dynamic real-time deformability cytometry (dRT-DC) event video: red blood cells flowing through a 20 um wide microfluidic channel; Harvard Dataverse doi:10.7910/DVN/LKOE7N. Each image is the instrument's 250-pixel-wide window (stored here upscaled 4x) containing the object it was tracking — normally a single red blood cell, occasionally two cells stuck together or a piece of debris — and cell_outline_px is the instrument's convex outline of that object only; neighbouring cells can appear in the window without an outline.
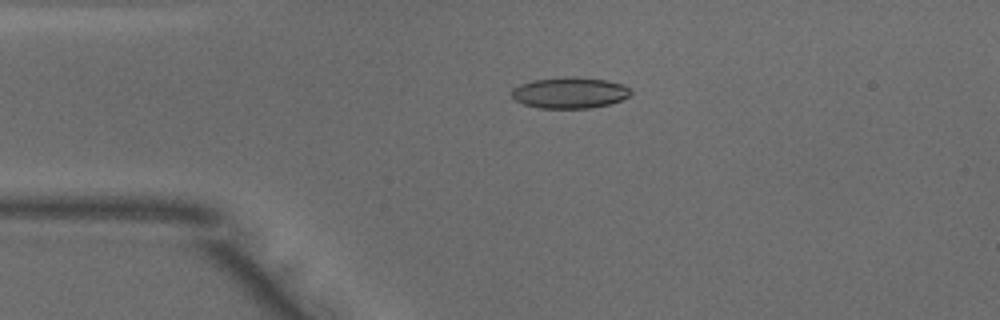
{"species": "common noctule bat (a hibernating species)", "species_latin": "Nyctalus noctula", "temperature_condition": "warm", "stored_images_in_passage": 49, "camera_frame_rate_fps": 3000, "um_per_image_px": 0.085, "animal": {"sex": "male", "body_mass_g": 18.8}, "frame": {"image": 1, "passage_image": 10, "time_ms": 3.0, "image_size_px": [1000, 320], "cell_outline_px": [[632, 92], [628, 96], [620, 100], [608, 104], [592, 108], [540, 108], [524, 104], [516, 100], [512, 96], [512, 88], [520, 84], [532, 80], [564, 76], [576, 76], [608, 80], [624, 84]], "centroid_in_image_um": [48.43, 7.86], "position_along_channel_um": 36.6, "area_um2": 21.73}}
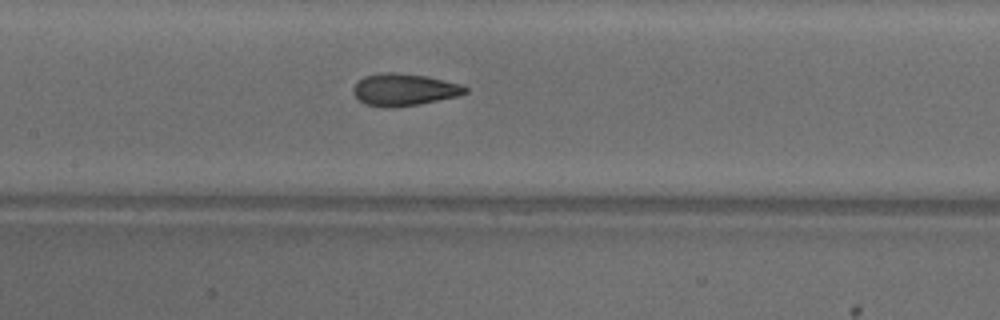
{"frame": {"image": 2, "passage_image": 22, "time_ms": 7.0, "image_size_px": [1000, 320], "cell_outline_px": [[468, 92], [460, 96], [420, 104], [392, 108], [384, 108], [364, 104], [352, 92], [352, 88], [364, 76], [380, 72], [392, 72], [424, 76], [464, 84], [468, 88]], "centroid_in_image_um": [34.37, 7.63], "position_along_channel_um": 173.0, "area_um2": 21.21}}
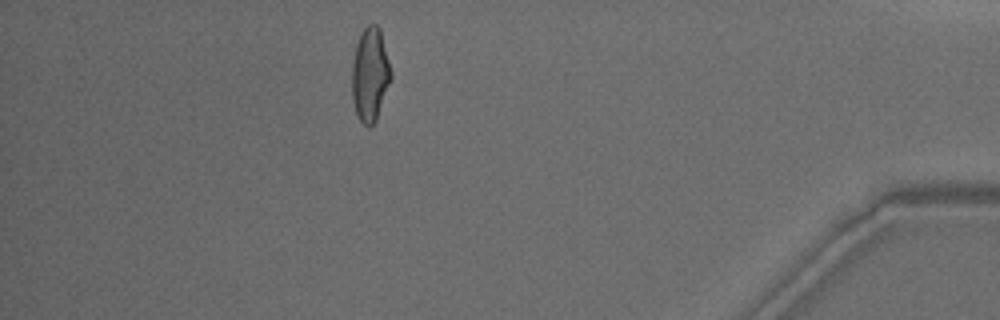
{"frame": {"image": 3, "passage_image": 43, "time_ms": 14.0, "image_size_px": [1000, 320], "cell_outline_px": [[392, 80], [376, 120], [368, 128], [360, 120], [356, 112], [352, 100], [352, 64], [356, 44], [364, 28], [368, 24], [376, 24], [380, 28], [392, 72]], "centroid_in_image_um": [31.47, 6.34], "position_along_channel_um": 403.7, "area_um2": 21.44}, "authors_computed_cell_mechanics": {"area_um2": 21.2704, "velocity_mm_per_s": 4.0393, "shape_relaxation_time_tau1_ms": 7.1789, "shape_relaxation_time_tau2_ms": 1.0281, "deformation_change_tau1": 0.2163, "deformation_change_tau2": 0.0779}}